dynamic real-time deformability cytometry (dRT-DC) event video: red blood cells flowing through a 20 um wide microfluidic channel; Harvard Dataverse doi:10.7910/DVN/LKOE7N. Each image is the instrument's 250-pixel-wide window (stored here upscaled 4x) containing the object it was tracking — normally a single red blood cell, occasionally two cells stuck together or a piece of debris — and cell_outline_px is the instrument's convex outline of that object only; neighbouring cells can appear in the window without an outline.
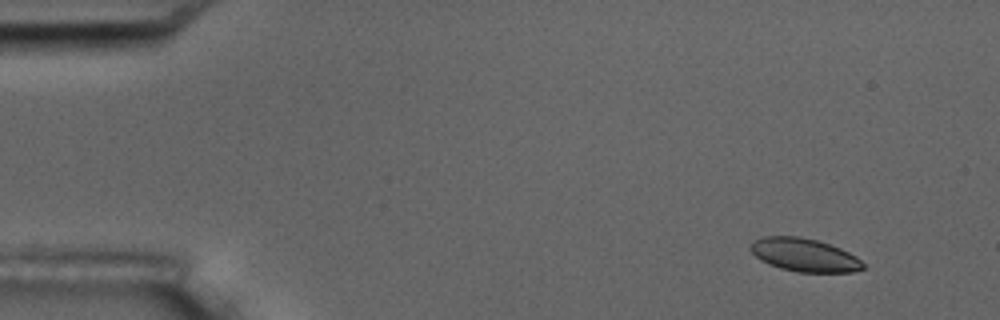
{"species": "common noctule bat (a hibernating species)", "species_latin": "Nyctalus noctula", "temperature_condition": "room temperature", "stored_images_in_passage": 5, "camera_frame_rate_fps": 3000, "um_per_image_px": 0.085, "animal": {"sex": "male", "body_mass_g": 17.5, "forearm_length_mm": 52.3}, "frame": {"image": 1, "passage_image": 2, "time_ms": 1.333, "image_size_px": [1000, 320], "cell_outline_px": [[864, 268], [852, 272], [796, 272], [780, 268], [768, 264], [760, 260], [748, 248], [756, 240], [764, 236], [800, 236], [816, 240], [840, 248], [856, 256], [864, 264]], "centroid_in_image_um": [68.36, 21.68], "position_along_channel_um": 16.6, "area_um2": 21.68}}
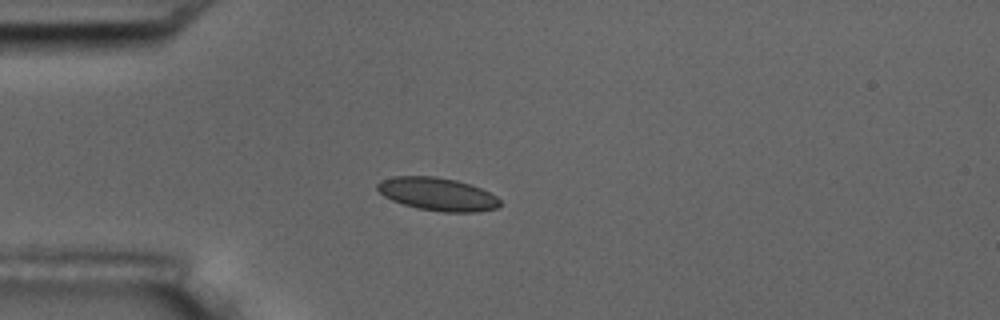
{"frame": {"image": 2, "passage_image": 5, "time_ms": 4.667, "image_size_px": [1000, 320], "cell_outline_px": [[500, 204], [496, 208], [476, 212], [444, 212], [416, 208], [392, 200], [384, 196], [376, 188], [376, 184], [380, 180], [392, 176], [436, 176], [456, 180], [480, 188], [496, 196], [500, 200]], "centroid_in_image_um": [37.15, 16.49], "position_along_channel_um": 47.8, "area_um2": 23.52}}